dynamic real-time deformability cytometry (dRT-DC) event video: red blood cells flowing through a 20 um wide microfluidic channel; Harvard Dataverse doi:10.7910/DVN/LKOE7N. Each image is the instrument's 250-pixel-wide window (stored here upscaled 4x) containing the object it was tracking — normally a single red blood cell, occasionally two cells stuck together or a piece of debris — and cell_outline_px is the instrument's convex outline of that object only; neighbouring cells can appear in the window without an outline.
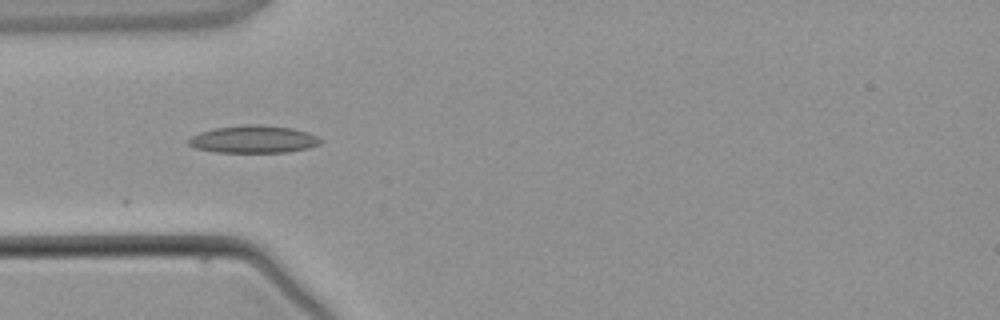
{"species": "common noctule bat (a hibernating species)", "species_latin": "Nyctalus noctula", "temperature_condition": "warm", "stored_images_in_passage": 3, "camera_frame_rate_fps": 3000, "um_per_image_px": 0.085, "animal": {"sex": "male", "body_mass_g": 21.5, "forearm_length_mm": 52.0}, "frame": {"image": 1, "passage_image": 2, "time_ms": 1.333, "image_size_px": [1000, 320], "cell_outline_px": [[324, 140], [320, 144], [308, 148], [288, 152], [216, 152], [196, 148], [188, 144], [188, 140], [192, 136], [200, 132], [212, 128], [248, 124], [260, 124], [292, 128], [308, 132]], "centroid_in_image_um": [21.57, 11.83], "position_along_channel_um": 63.4, "area_um2": 21.21}}
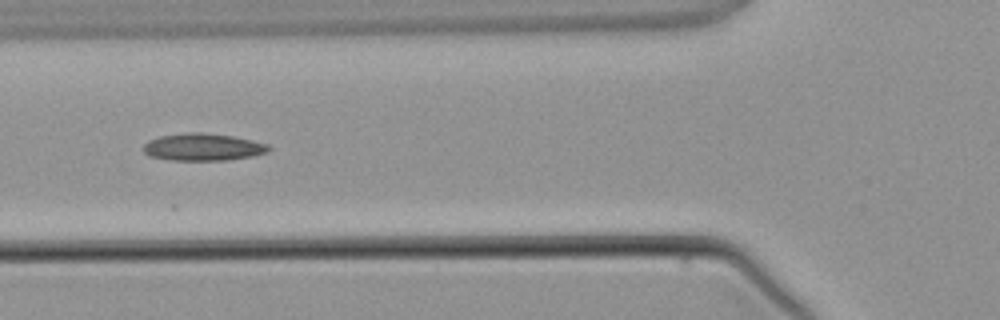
{"frame": {"image": 2, "passage_image": 3, "time_ms": 2.333, "image_size_px": [1000, 320], "cell_outline_px": [[272, 148], [268, 152], [252, 156], [228, 160], [172, 160], [148, 156], [144, 152], [144, 144], [148, 140], [160, 136], [184, 132], [200, 132], [232, 136], [252, 140], [268, 144]], "centroid_in_image_um": [17.25, 12.5], "position_along_channel_um": 108.5, "area_um2": 20.0}}